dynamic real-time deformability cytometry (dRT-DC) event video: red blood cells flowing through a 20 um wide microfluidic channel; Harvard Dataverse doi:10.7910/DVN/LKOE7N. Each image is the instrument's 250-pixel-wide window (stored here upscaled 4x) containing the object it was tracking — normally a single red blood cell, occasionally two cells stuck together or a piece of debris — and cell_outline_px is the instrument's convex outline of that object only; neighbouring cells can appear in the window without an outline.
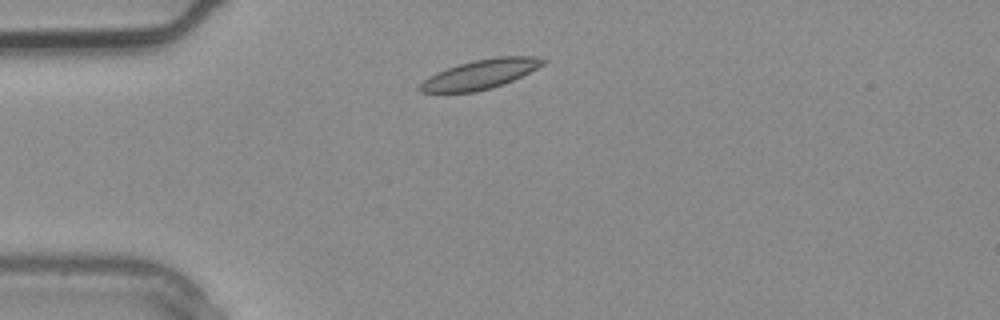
{"species": "common noctule bat (a hibernating species)", "species_latin": "Nyctalus noctula", "temperature_condition": "warm", "stored_images_in_passage": 2, "camera_frame_rate_fps": 3000, "um_per_image_px": 0.085, "animal": {"sex": "male", "body_mass_g": 20.4}, "frame": {"image": 1, "passage_image": 2, "time_ms": 0.333, "image_size_px": [1000, 320], "cell_outline_px": [[548, 60], [544, 64], [512, 80], [476, 92], [420, 92], [416, 88], [428, 76], [436, 72], [472, 60], [496, 56], [536, 56]], "centroid_in_image_um": [40.8, 6.29], "position_along_channel_um": 44.2, "area_um2": 20.81}}